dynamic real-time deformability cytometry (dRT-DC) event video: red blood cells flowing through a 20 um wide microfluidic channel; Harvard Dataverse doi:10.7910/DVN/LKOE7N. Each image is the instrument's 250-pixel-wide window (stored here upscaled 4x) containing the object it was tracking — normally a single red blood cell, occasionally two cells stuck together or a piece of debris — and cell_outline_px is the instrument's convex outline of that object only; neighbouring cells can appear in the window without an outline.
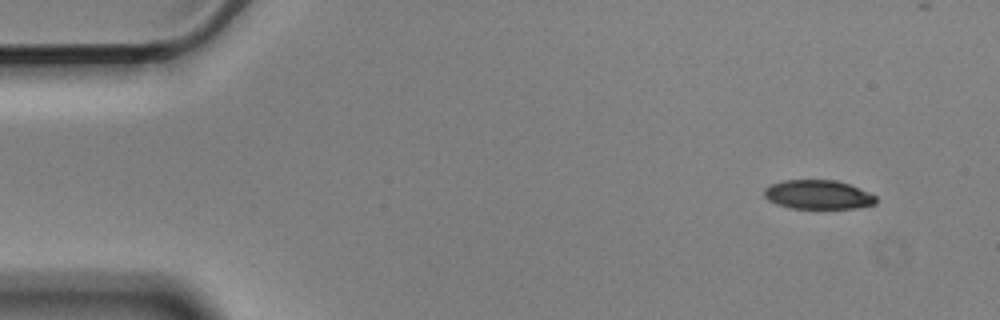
{"species": "Egyptian fruit bat (a non-hibernating species)", "species_latin": "Rousettus aegyptiacus", "temperature_condition": "cold", "stored_images_in_passage": 5, "camera_frame_rate_fps": 3000, "um_per_image_px": 0.085, "animal": {"sex": "male"}, "frame": {"image": 1, "passage_image": 1, "time_ms": 0.0, "image_size_px": [1000, 320], "cell_outline_px": [[876, 204], [856, 208], [792, 208], [776, 204], [768, 200], [764, 196], [764, 188], [772, 184], [784, 180], [836, 180], [848, 184], [868, 192], [876, 196]], "centroid_in_image_um": [69.52, 16.54], "position_along_channel_um": 15.5, "area_um2": 18.84}}